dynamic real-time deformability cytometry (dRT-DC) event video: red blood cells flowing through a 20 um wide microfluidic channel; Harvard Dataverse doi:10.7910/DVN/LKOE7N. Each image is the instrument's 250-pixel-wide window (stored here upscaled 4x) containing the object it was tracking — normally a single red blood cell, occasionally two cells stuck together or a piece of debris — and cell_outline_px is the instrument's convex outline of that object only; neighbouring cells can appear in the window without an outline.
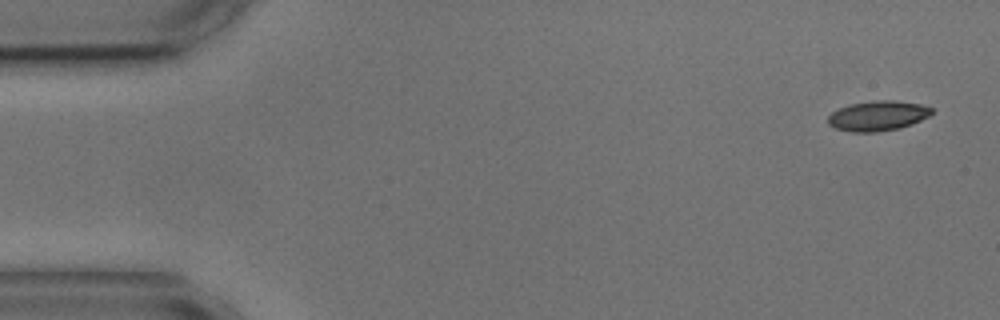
{"species": "common noctule bat (a hibernating species)", "species_latin": "Nyctalus noctula", "temperature_condition": "cold", "stored_images_in_passage": 8, "camera_frame_rate_fps": 3000, "um_per_image_px": 0.085, "animal": {"sex": "male", "body_mass_g": 17.9, "forearm_length_mm": 54.2}, "frame": {"image": 1, "passage_image": 1, "time_ms": 0.0, "image_size_px": [1000, 320], "cell_outline_px": [[932, 112], [928, 116], [912, 124], [900, 128], [876, 132], [852, 132], [836, 128], [828, 124], [828, 116], [832, 112], [840, 108], [852, 104], [876, 100], [892, 100], [920, 104], [932, 108]], "centroid_in_image_um": [74.61, 9.85], "position_along_channel_um": 10.4, "area_um2": 17.92}}
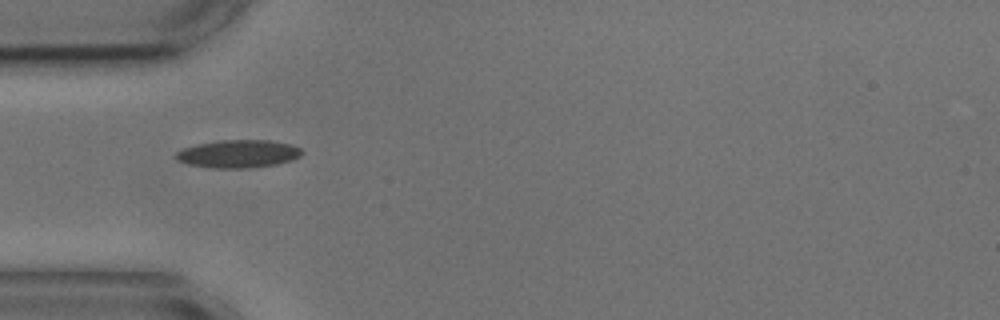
{"frame": {"image": 2, "passage_image": 5, "time_ms": 4.667, "image_size_px": [1000, 320], "cell_outline_px": [[304, 152], [300, 156], [292, 160], [276, 164], [248, 168], [212, 168], [188, 164], [176, 160], [176, 152], [184, 148], [196, 144], [220, 140], [268, 140], [292, 144], [300, 148]], "centroid_in_image_um": [20.26, 13.07], "position_along_channel_um": 64.7, "area_um2": 20.52}}